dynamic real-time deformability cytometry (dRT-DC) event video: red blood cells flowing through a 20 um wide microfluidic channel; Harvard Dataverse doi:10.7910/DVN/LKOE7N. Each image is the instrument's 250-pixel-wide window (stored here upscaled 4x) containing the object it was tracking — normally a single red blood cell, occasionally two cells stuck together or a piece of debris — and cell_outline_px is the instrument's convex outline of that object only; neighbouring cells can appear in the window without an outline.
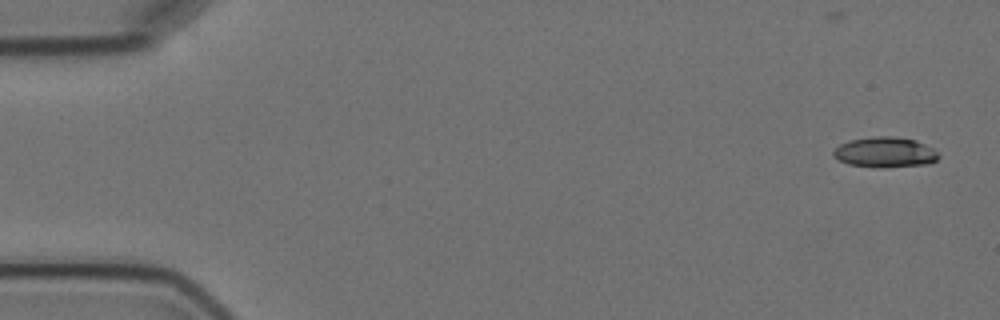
{"species": "Egyptian fruit bat (a non-hibernating species)", "species_latin": "Rousettus aegyptiacus", "temperature_condition": "cold", "stored_images_in_passage": 4, "camera_frame_rate_fps": 3000, "um_per_image_px": 0.085, "animal": {"sex": "female"}, "frame": {"image": 1, "passage_image": 1, "time_ms": 0.0, "image_size_px": [1000, 320], "cell_outline_px": [[940, 156], [936, 160], [928, 164], [884, 168], [876, 168], [848, 164], [832, 156], [832, 152], [840, 144], [848, 140], [872, 136], [892, 136], [916, 140], [932, 148]], "centroid_in_image_um": [75.2, 12.95], "position_along_channel_um": 9.8, "area_um2": 18.79}}
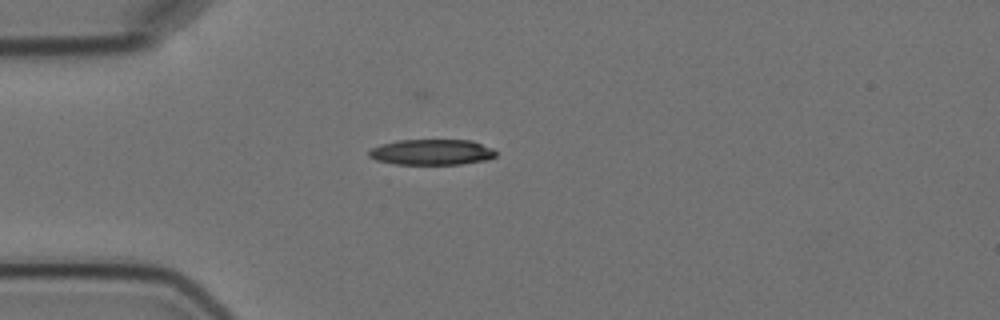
{"frame": {"image": 2, "passage_image": 4, "time_ms": 4.333, "image_size_px": [1000, 320], "cell_outline_px": [[496, 156], [488, 160], [460, 164], [396, 164], [376, 160], [368, 156], [368, 152], [372, 148], [380, 144], [400, 140], [472, 140], [492, 148], [496, 152]], "centroid_in_image_um": [36.71, 12.93], "position_along_channel_um": 48.3, "area_um2": 19.02}}